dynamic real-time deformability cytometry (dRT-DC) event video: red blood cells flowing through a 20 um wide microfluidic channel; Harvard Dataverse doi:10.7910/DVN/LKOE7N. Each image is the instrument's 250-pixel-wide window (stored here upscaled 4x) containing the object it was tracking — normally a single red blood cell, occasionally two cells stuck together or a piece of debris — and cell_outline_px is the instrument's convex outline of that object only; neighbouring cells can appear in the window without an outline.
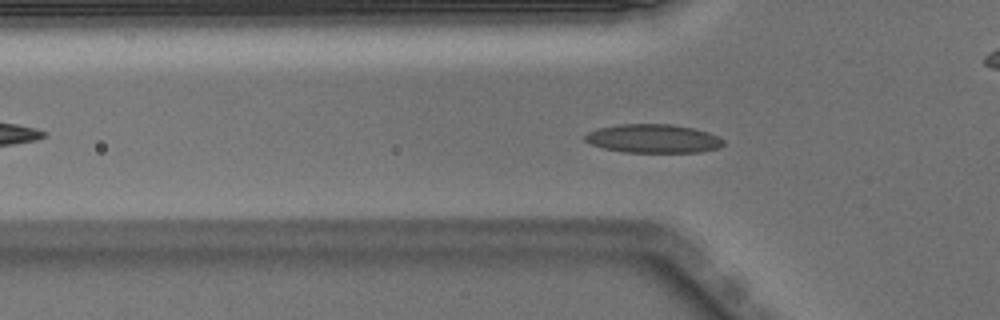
{"species": "Egyptian fruit bat (a non-hibernating species)", "species_latin": "Rousettus aegyptiacus", "temperature_condition": "warm", "stored_images_in_passage": 51, "camera_frame_rate_fps": 3000, "um_per_image_px": 0.085, "animal": {"sex": "male"}, "frame": {"image": 1, "passage_image": 16, "time_ms": 5.0, "image_size_px": [1000, 320], "cell_outline_px": [[724, 144], [720, 148], [700, 152], [624, 152], [604, 148], [592, 144], [584, 140], [584, 136], [588, 132], [600, 128], [620, 124], [672, 124], [692, 128], [708, 132], [724, 140]], "centroid_in_image_um": [55.54, 11.78], "position_along_channel_um": 70.3, "area_um2": 23.0}}
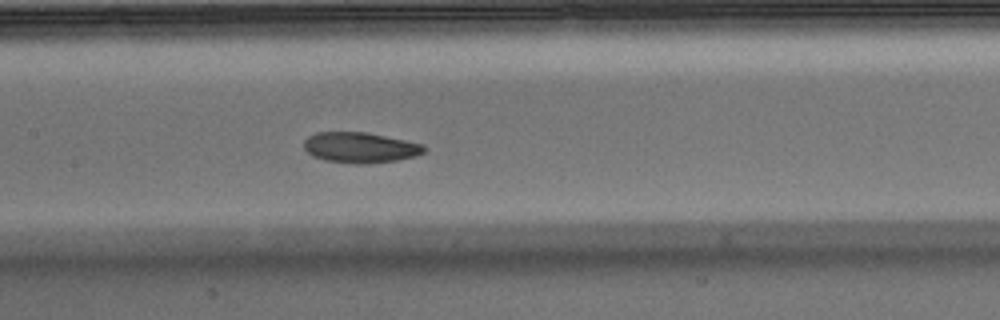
{"frame": {"image": 2, "passage_image": 24, "time_ms": 7.667, "image_size_px": [1000, 320], "cell_outline_px": [[428, 148], [424, 152], [416, 156], [396, 160], [364, 164], [356, 164], [324, 160], [312, 156], [304, 148], [304, 140], [308, 136], [316, 132], [368, 132], [424, 144]], "centroid_in_image_um": [30.63, 12.53], "position_along_channel_um": 176.8, "area_um2": 21.56}}
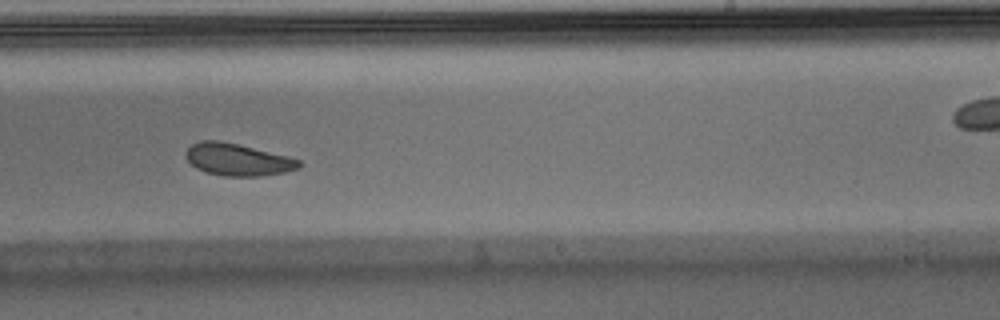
{"frame": {"image": 3, "passage_image": 31, "time_ms": 10.0, "image_size_px": [1000, 320], "cell_outline_px": [[304, 164], [300, 168], [284, 172], [260, 176], [224, 176], [208, 172], [196, 168], [184, 156], [184, 152], [192, 144], [200, 140], [220, 140], [288, 156], [300, 160]], "centroid_in_image_um": [20.21, 13.56], "position_along_channel_um": 268.8, "area_um2": 21.21}, "authors_computed_cell_mechanics": {"area_um2": 21.5594, "velocity_mm_per_s": 3.955, "shape_relaxation_time_tau1_ms": 2.9209, "shape_relaxation_time_tau2_ms": 7.0495, "deformation_change_tau1": 0.0828, "deformation_change_tau2": 0.144}}